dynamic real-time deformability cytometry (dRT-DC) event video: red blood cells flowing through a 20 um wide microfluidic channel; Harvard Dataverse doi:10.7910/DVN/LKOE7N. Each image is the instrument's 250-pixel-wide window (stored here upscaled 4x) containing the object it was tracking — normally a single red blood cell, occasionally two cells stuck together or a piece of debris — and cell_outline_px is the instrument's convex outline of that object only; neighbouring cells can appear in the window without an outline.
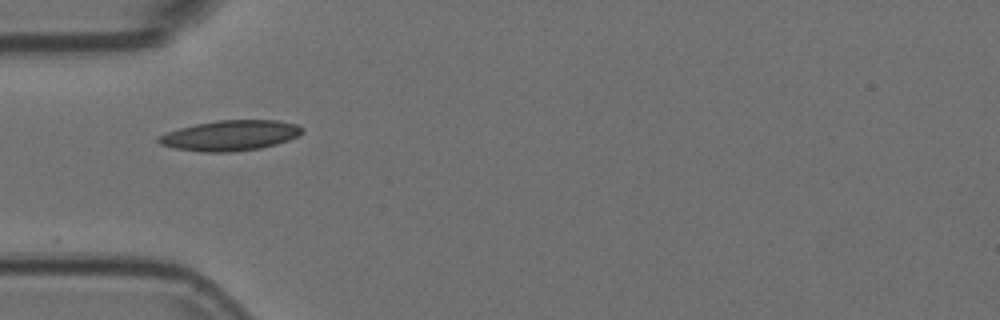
{"species": "Egyptian fruit bat (a non-hibernating species)", "species_latin": "Rousettus aegyptiacus", "temperature_condition": "room temperature", "stored_images_in_passage": 9, "camera_frame_rate_fps": 3000, "um_per_image_px": 0.085, "animal": {"sex": "female"}, "frame": {"image": 1, "passage_image": 1, "time_ms": 0.0, "image_size_px": [1000, 320], "cell_outline_px": [[304, 132], [288, 140], [276, 144], [260, 148], [232, 152], [200, 152], [176, 148], [160, 144], [156, 140], [160, 136], [168, 132], [180, 128], [196, 124], [216, 120], [276, 120], [296, 124], [304, 128]], "centroid_in_image_um": [19.59, 11.51], "position_along_channel_um": 65.4, "area_um2": 25.26}}
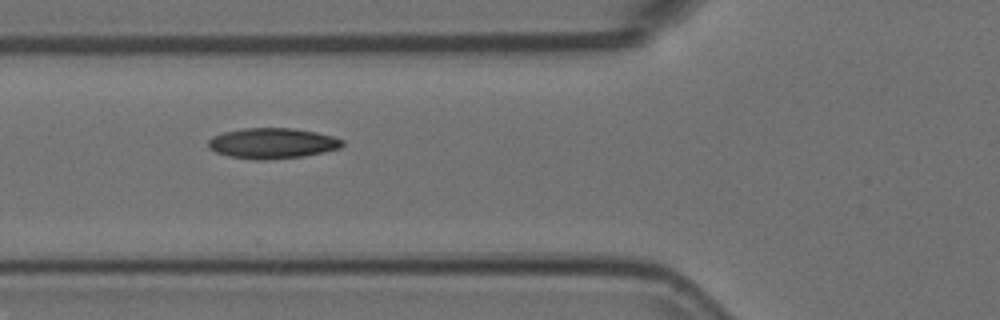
{"frame": {"image": 2, "passage_image": 4, "time_ms": 1.0, "image_size_px": [1000, 320], "cell_outline_px": [[344, 144], [340, 148], [324, 152], [304, 156], [264, 160], [260, 160], [228, 156], [216, 152], [208, 148], [208, 140], [212, 136], [224, 132], [244, 128], [292, 128], [316, 132], [332, 136], [344, 140]], "centroid_in_image_um": [23.15, 12.18], "position_along_channel_um": 102.7, "area_um2": 23.87}}
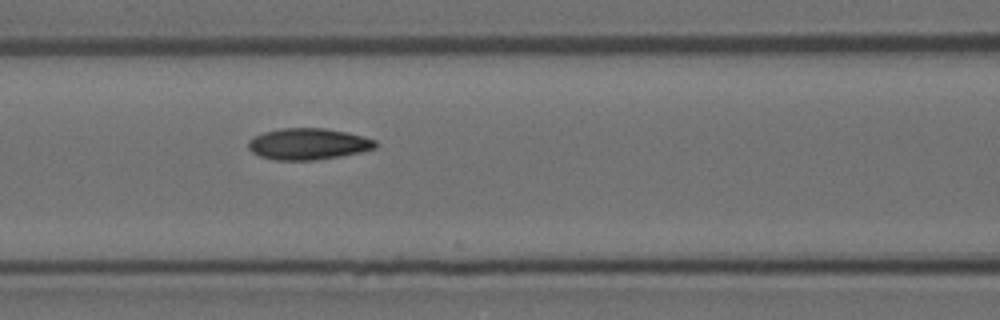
{"frame": {"image": 3, "passage_image": 7, "time_ms": 2.0, "image_size_px": [1000, 320], "cell_outline_px": [[376, 148], [360, 152], [340, 156], [316, 160], [272, 160], [260, 156], [252, 152], [248, 148], [248, 140], [252, 136], [264, 132], [280, 128], [324, 128], [348, 132], [364, 136], [376, 140]], "centroid_in_image_um": [26.17, 12.23], "position_along_channel_um": 140.4, "area_um2": 23.47}}